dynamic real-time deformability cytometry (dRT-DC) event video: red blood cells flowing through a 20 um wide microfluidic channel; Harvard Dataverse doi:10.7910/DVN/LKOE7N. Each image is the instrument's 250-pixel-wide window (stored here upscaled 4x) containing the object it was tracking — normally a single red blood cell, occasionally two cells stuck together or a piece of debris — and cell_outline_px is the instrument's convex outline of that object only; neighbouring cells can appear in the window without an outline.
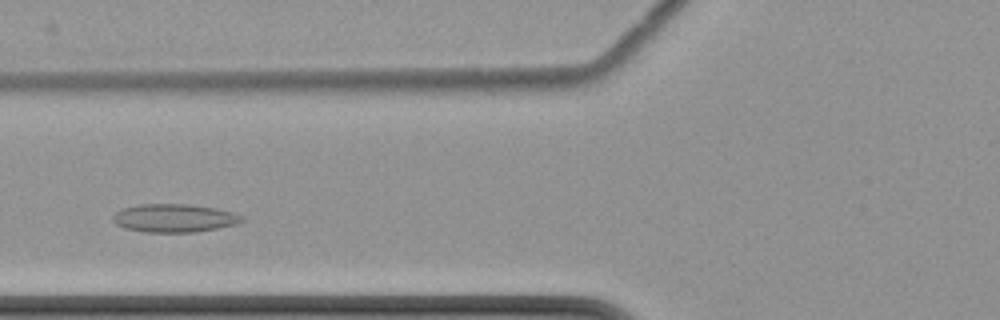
{"species": "common noctule bat (a hibernating species)", "species_latin": "Nyctalus noctula", "temperature_condition": "cold", "stored_images_in_passage": 7, "camera_frame_rate_fps": 3000, "um_per_image_px": 0.085, "animal": {"sex": "female", "body_mass_g": 22.7, "forearm_length_mm": 54.2}, "frame": {"image": 1, "passage_image": 3, "time_ms": 3.333, "image_size_px": [1000, 320], "cell_outline_px": [[244, 220], [236, 224], [196, 232], [144, 232], [124, 228], [116, 224], [112, 220], [112, 216], [120, 208], [140, 204], [188, 204], [216, 208], [232, 212], [244, 216]], "centroid_in_image_um": [14.78, 18.53], "position_along_channel_um": 111.0, "area_um2": 21.33}}
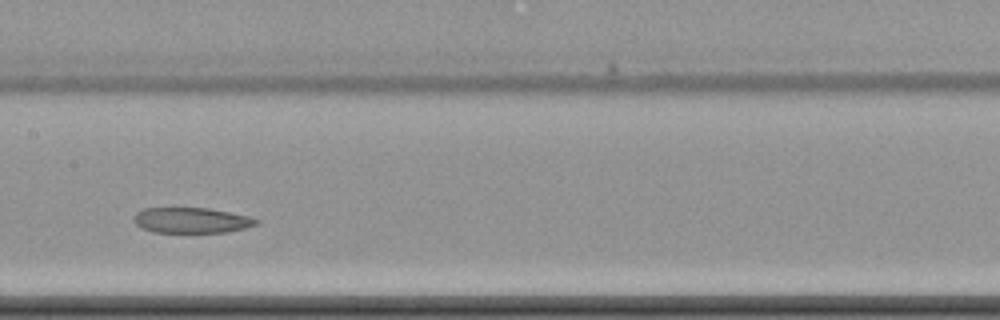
{"frame": {"image": 2, "passage_image": 5, "time_ms": 5.667, "image_size_px": [1000, 320], "cell_outline_px": [[260, 220], [256, 224], [244, 228], [224, 232], [152, 232], [136, 224], [136, 212], [144, 208], [208, 208], [252, 216]], "centroid_in_image_um": [16.33, 18.71], "position_along_channel_um": 191.1, "area_um2": 17.98}}
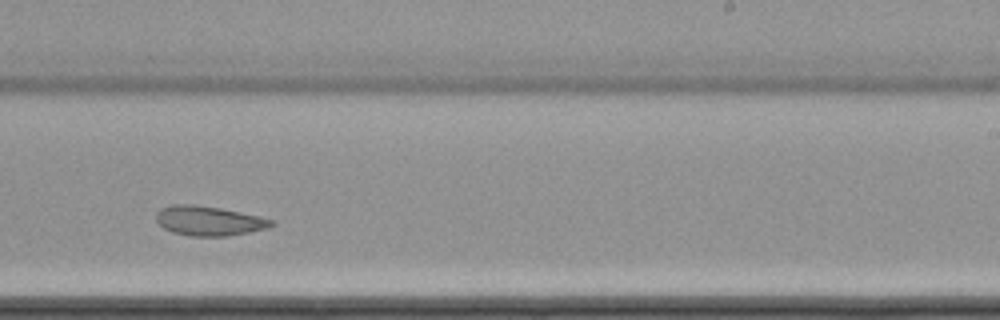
{"frame": {"image": 3, "passage_image": 7, "time_ms": 8.0, "image_size_px": [1000, 320], "cell_outline_px": [[276, 224], [268, 228], [248, 232], [224, 236], [188, 236], [172, 232], [164, 228], [156, 220], [156, 212], [160, 208], [172, 204], [192, 204], [220, 208], [260, 216], [276, 220]], "centroid_in_image_um": [17.76, 18.76], "position_along_channel_um": 271.2, "area_um2": 20.0}}